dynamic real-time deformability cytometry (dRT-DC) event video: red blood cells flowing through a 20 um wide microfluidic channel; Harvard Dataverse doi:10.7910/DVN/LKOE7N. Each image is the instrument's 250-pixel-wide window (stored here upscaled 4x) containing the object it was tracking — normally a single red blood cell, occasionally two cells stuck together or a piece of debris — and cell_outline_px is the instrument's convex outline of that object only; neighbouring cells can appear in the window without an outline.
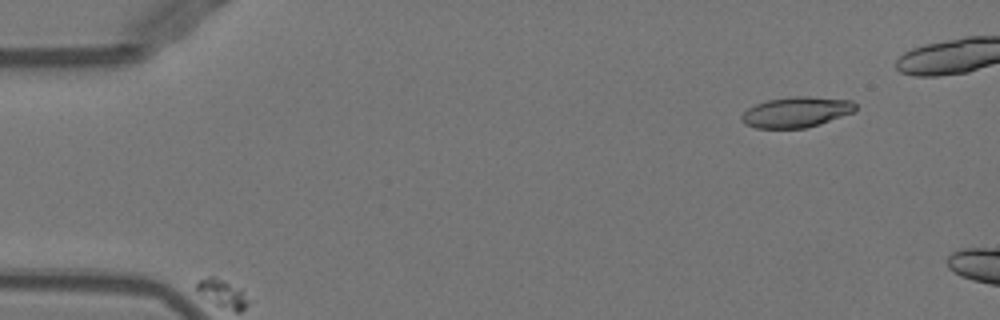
{"species": "Egyptian fruit bat (a non-hibernating species)", "species_latin": "Rousettus aegyptiacus", "temperature_condition": "warm", "stored_images_in_passage": 10, "segment_of_instrument_passage": [2, 2], "camera_frame_rate_fps": 3000, "um_per_image_px": 0.085, "animal": {"sex": "female"}, "frame": {"image": 1, "passage_image": 10, "time_ms": 3.0, "image_size_px": [1000, 320], "cell_outline_px": [[856, 108], [852, 112], [820, 124], [804, 128], [756, 128], [744, 124], [740, 120], [740, 116], [748, 108], [756, 104], [768, 100], [792, 96], [808, 96], [852, 100], [856, 104]], "centroid_in_image_um": [67.66, 9.52], "position_along_channel_um": 17.3, "area_um2": 20.23}}